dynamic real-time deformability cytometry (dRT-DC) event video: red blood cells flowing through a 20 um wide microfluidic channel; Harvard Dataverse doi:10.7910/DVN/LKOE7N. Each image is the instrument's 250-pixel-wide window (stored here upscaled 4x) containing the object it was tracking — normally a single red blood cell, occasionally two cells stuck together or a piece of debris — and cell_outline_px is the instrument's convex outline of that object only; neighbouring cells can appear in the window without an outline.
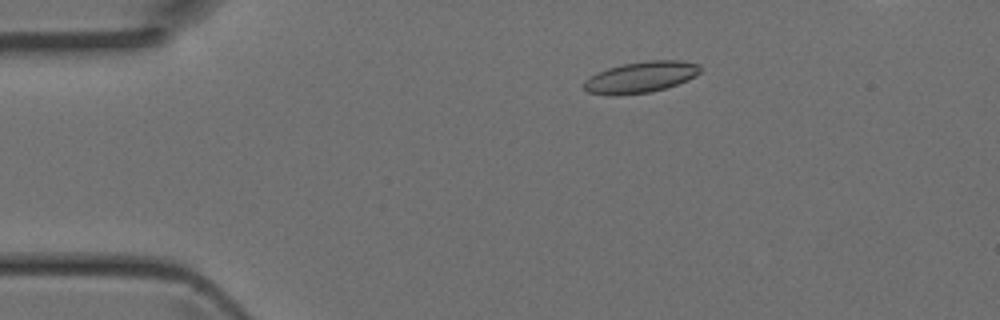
{"species": "Egyptian fruit bat (a non-hibernating species)", "species_latin": "Rousettus aegyptiacus", "temperature_condition": "room temperature", "stored_images_in_passage": 5, "camera_frame_rate_fps": 3000, "um_per_image_px": 0.085, "animal": {"sex": "female"}, "frame": {"image": 1, "passage_image": 3, "time_ms": 0.667, "image_size_px": [1000, 320], "cell_outline_px": [[700, 72], [696, 76], [688, 80], [652, 92], [616, 96], [608, 96], [588, 92], [584, 88], [584, 80], [596, 72], [608, 68], [624, 64], [648, 60], [680, 60], [700, 64]], "centroid_in_image_um": [54.45, 6.57], "position_along_channel_um": 30.6, "area_um2": 21.33}}
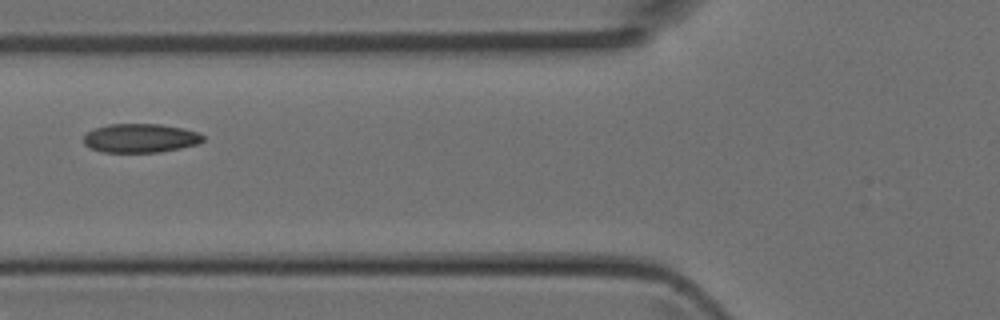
{"frame": {"image": 2, "passage_image": 5, "time_ms": 1.333, "image_size_px": [1000, 320], "cell_outline_px": [[204, 140], [200, 144], [160, 152], [100, 152], [88, 148], [84, 144], [84, 136], [88, 132], [96, 128], [108, 124], [160, 124], [180, 128], [196, 132], [204, 136]], "centroid_in_image_um": [11.92, 11.75], "position_along_channel_um": 113.9, "area_um2": 20.11}}